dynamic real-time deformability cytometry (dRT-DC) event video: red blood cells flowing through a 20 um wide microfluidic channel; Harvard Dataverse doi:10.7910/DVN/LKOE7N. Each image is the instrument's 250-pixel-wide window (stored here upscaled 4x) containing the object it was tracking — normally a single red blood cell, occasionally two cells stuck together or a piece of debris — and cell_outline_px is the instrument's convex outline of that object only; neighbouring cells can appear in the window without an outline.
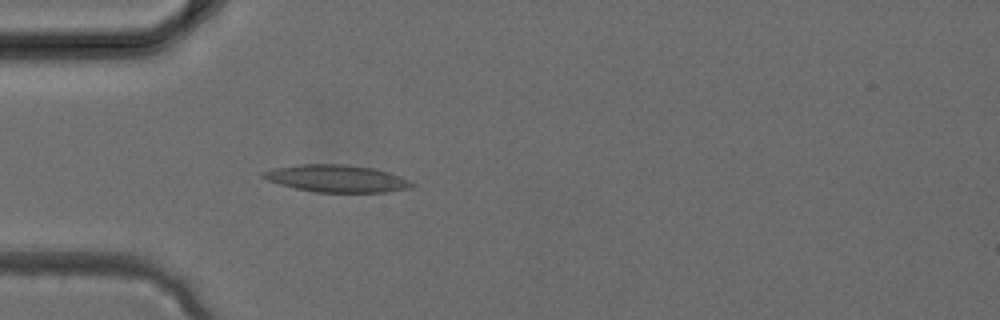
{"species": "common noctule bat (a hibernating species)", "species_latin": "Nyctalus noctula", "temperature_condition": "cold", "stored_images_in_passage": 2, "camera_frame_rate_fps": 3000, "um_per_image_px": 0.085, "animal": {"sex": "female", "body_mass_g": 24.6, "forearm_length_mm": 56.2}, "frame": {"image": 1, "passage_image": 2, "time_ms": 0.333, "image_size_px": [1000, 320], "cell_outline_px": [[416, 184], [412, 188], [388, 192], [316, 192], [296, 188], [280, 184], [268, 180], [260, 176], [260, 172], [276, 168], [300, 164], [348, 164], [372, 168], [388, 172], [400, 176]], "centroid_in_image_um": [28.64, 15.17], "position_along_channel_um": 56.4, "area_um2": 23.58}}